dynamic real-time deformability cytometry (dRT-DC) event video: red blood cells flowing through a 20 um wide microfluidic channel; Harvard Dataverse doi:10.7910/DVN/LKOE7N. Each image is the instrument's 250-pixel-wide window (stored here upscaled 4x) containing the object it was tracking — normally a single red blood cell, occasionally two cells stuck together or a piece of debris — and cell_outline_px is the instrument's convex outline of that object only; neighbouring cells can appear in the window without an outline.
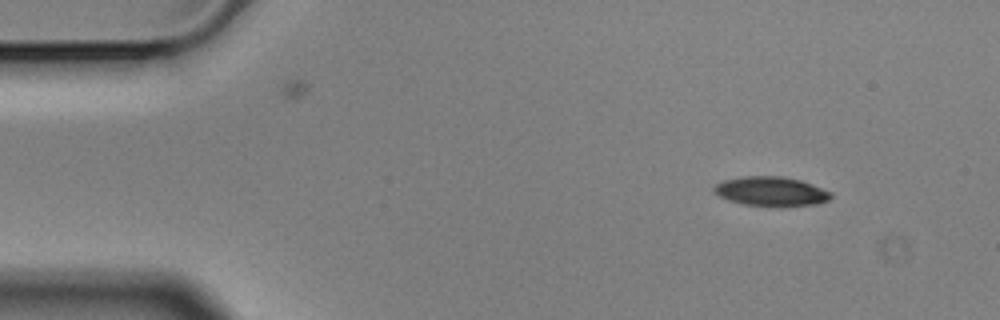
{"species": "Egyptian fruit bat (a non-hibernating species)", "species_latin": "Rousettus aegyptiacus", "temperature_condition": "cold", "stored_images_in_passage": 7, "camera_frame_rate_fps": 3000, "um_per_image_px": 0.085, "animal": {"sex": "male"}, "frame": {"image": 1, "passage_image": 1, "time_ms": 0.0, "image_size_px": [1000, 320], "cell_outline_px": [[832, 196], [828, 200], [816, 204], [780, 208], [768, 208], [744, 204], [728, 200], [712, 192], [712, 188], [716, 184], [724, 180], [744, 176], [784, 176], [800, 180], [812, 184], [832, 192]], "centroid_in_image_um": [65.54, 16.29], "position_along_channel_um": 19.5, "area_um2": 20.58}}
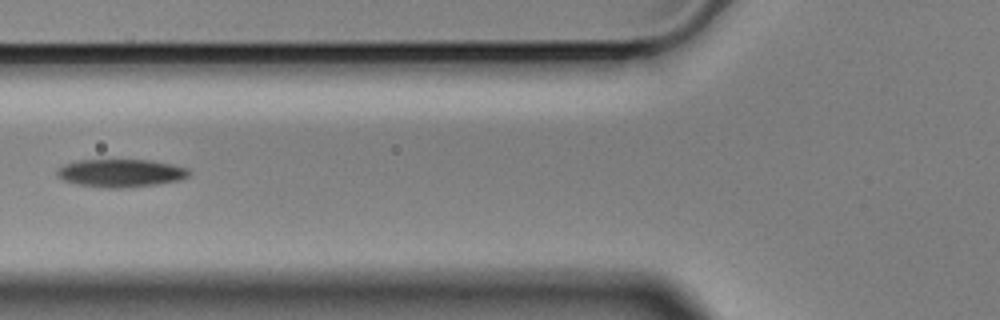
{"frame": {"image": 2, "passage_image": 5, "time_ms": 1.333, "image_size_px": [1000, 320], "cell_outline_px": [[192, 172], [188, 176], [180, 180], [156, 184], [128, 188], [100, 188], [76, 184], [64, 180], [56, 176], [56, 172], [64, 164], [76, 160], [148, 160], [172, 164], [188, 168]], "centroid_in_image_um": [10.26, 14.72], "position_along_channel_um": 115.5, "area_um2": 21.68}}
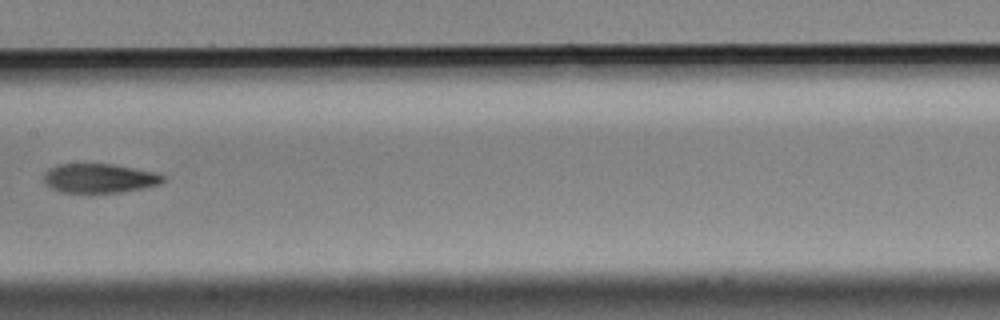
{"frame": {"image": 3, "passage_image": 7, "time_ms": 2.0, "image_size_px": [1000, 320], "cell_outline_px": [[164, 180], [160, 184], [120, 192], [60, 192], [44, 184], [44, 172], [48, 168], [56, 164], [112, 164], [156, 172], [164, 176]], "centroid_in_image_um": [8.4, 15.14], "position_along_channel_um": 199.0, "area_um2": 20.23}}